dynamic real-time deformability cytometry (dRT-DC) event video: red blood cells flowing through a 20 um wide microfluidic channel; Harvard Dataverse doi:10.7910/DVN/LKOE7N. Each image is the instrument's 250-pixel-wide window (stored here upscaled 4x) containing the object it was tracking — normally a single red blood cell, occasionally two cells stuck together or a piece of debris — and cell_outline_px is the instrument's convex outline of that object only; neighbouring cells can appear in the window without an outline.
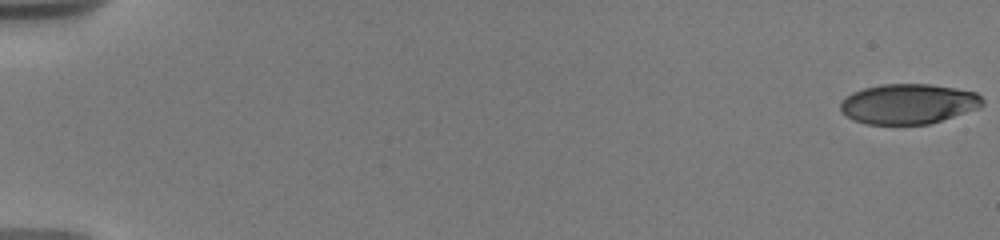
{"species": "human", "species_latin": "Homo sapiens", "temperature_condition": "warm", "stored_images_in_passage": 64, "camera_frame_rate_fps": 3000, "um_per_image_px": 0.085, "donor": {"sex": "male"}, "frame": {"image": 1, "passage_image": 1, "time_ms": 0.0, "image_size_px": [1000, 240], "cell_outline_px": [[984, 104], [980, 108], [928, 124], [864, 124], [852, 120], [840, 108], [840, 104], [844, 96], [852, 92], [864, 88], [880, 84], [928, 84], [956, 88], [976, 92], [984, 100]], "centroid_in_image_um": [77.21, 8.82], "position_along_channel_um": 7.8, "area_um2": 33.29}}
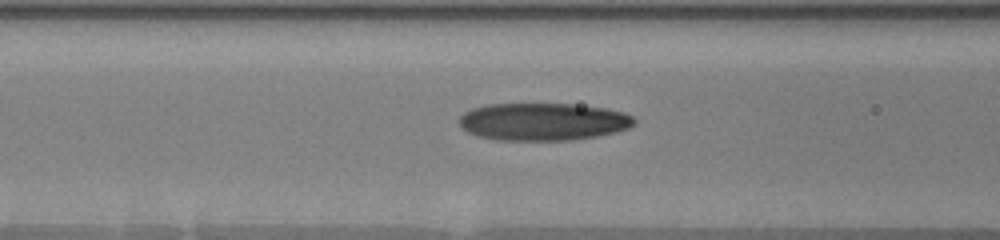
{"frame": {"image": 2, "passage_image": 31, "time_ms": 8.0, "image_size_px": [1000, 240], "cell_outline_px": [[636, 124], [628, 128], [616, 132], [596, 136], [572, 140], [496, 140], [480, 136], [468, 132], [460, 124], [460, 116], [464, 112], [472, 108], [488, 104], [572, 104], [604, 108], [624, 112], [632, 116], [636, 120]], "centroid_in_image_um": [46.19, 10.34], "position_along_channel_um": 120.4, "area_um2": 38.26}}
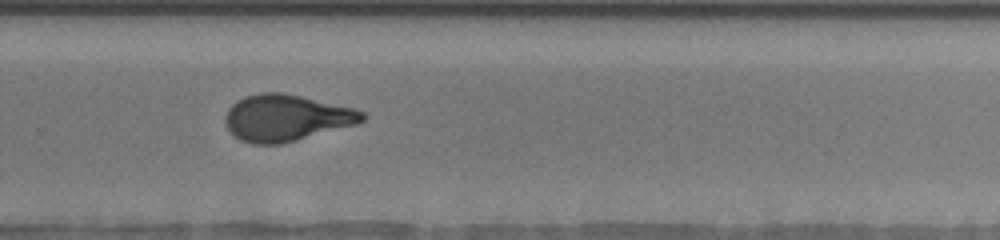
{"frame": {"image": 3, "passage_image": 59, "time_ms": 13.0, "image_size_px": [1000, 240], "cell_outline_px": [[364, 120], [356, 124], [280, 144], [252, 144], [240, 140], [228, 128], [224, 120], [224, 116], [228, 108], [236, 100], [244, 96], [260, 92], [284, 92], [356, 108], [364, 112]], "centroid_in_image_um": [24.31, 9.99], "position_along_channel_um": 305.5, "area_um2": 37.17}}